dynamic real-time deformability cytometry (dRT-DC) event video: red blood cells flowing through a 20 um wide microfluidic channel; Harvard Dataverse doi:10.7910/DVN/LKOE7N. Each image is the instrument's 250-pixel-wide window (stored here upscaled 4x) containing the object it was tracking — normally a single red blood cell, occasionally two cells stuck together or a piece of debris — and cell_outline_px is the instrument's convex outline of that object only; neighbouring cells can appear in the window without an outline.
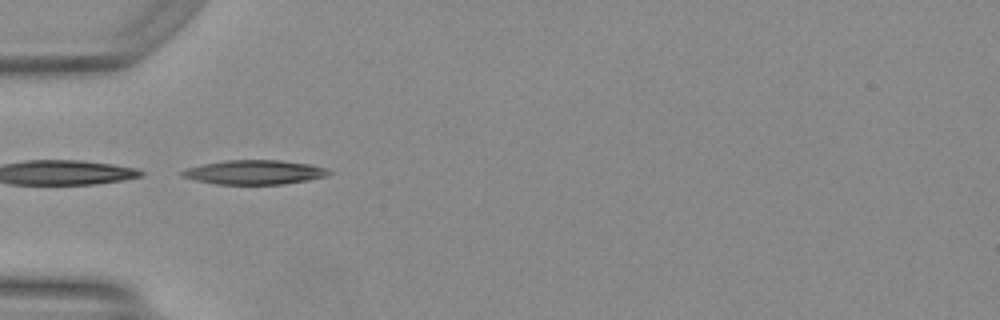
{"species": "Egyptian fruit bat (a non-hibernating species)", "species_latin": "Rousettus aegyptiacus", "temperature_condition": "warm", "stored_images_in_passage": 20, "camera_frame_rate_fps": 3000, "um_per_image_px": 0.085, "animal": {"sex": "female"}, "frame": {"image": 1, "passage_image": 1, "time_ms": 0.0, "image_size_px": [1000, 320], "cell_outline_px": [[332, 172], [328, 176], [308, 180], [284, 184], [216, 184], [196, 180], [180, 176], [180, 172], [188, 168], [204, 164], [224, 160], [280, 160], [308, 164], [324, 168]], "centroid_in_image_um": [21.63, 14.64], "position_along_channel_um": 63.4, "area_um2": 20.63}}
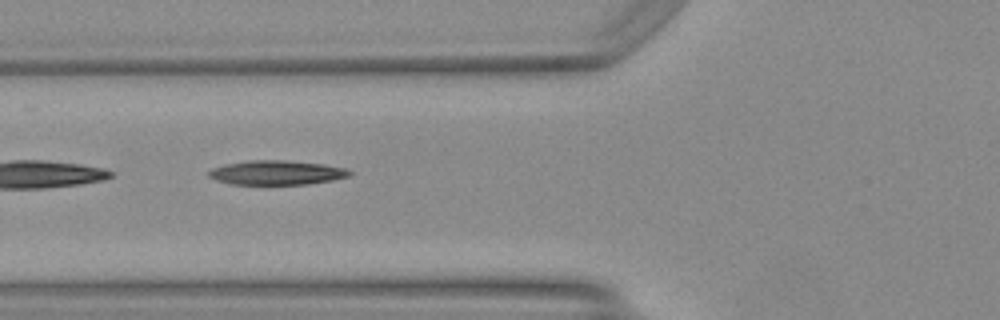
{"frame": {"image": 2, "passage_image": 4, "time_ms": 1.0, "image_size_px": [1000, 320], "cell_outline_px": [[352, 176], [332, 180], [308, 184], [232, 184], [216, 180], [208, 176], [208, 172], [212, 168], [224, 164], [248, 160], [288, 160], [324, 164], [348, 168], [352, 172]], "centroid_in_image_um": [23.55, 14.66], "position_along_channel_um": 102.3, "area_um2": 20.17}}